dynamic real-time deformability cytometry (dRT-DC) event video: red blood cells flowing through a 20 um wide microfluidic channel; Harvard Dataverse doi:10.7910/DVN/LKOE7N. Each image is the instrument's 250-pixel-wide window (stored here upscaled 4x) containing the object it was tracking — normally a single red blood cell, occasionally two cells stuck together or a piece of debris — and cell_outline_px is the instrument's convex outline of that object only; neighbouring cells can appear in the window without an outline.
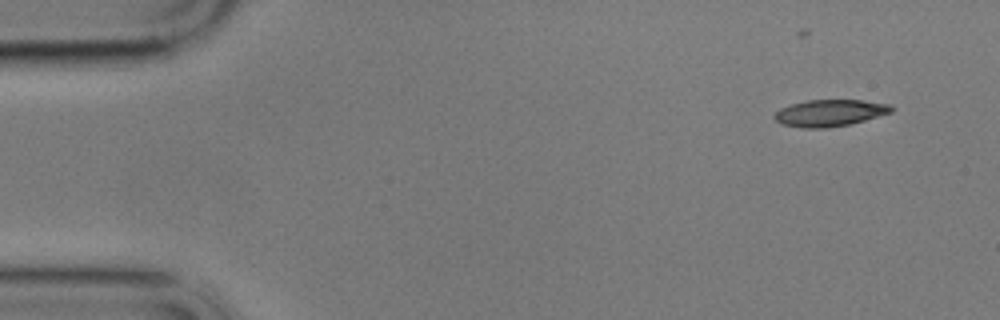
{"species": "common noctule bat (a hibernating species)", "species_latin": "Nyctalus noctula", "temperature_condition": "cold", "stored_images_in_passage": 52, "camera_frame_rate_fps": 3000, "um_per_image_px": 0.085, "animal": {"sex": "male", "body_mass_g": 17.9}, "frame": {"image": 1, "passage_image": 1, "time_ms": 0.0, "image_size_px": [1000, 320], "cell_outline_px": [[896, 108], [892, 112], [864, 120], [848, 124], [828, 128], [800, 128], [780, 124], [772, 116], [780, 108], [792, 104], [808, 100], [864, 100], [892, 104]], "centroid_in_image_um": [70.54, 9.6], "position_along_channel_um": 14.5, "area_um2": 18.38}}
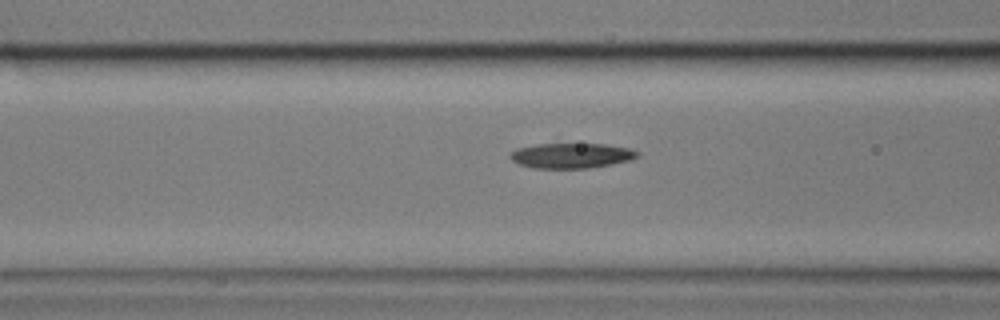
{"frame": {"image": 2, "passage_image": 19, "time_ms": 6.0, "image_size_px": [1000, 320], "cell_outline_px": [[640, 156], [632, 160], [612, 164], [588, 168], [532, 168], [520, 164], [512, 160], [508, 156], [516, 148], [536, 144], [604, 144], [628, 148], [640, 152]], "centroid_in_image_um": [48.58, 13.23], "position_along_channel_um": 118.0, "area_um2": 18.67}}
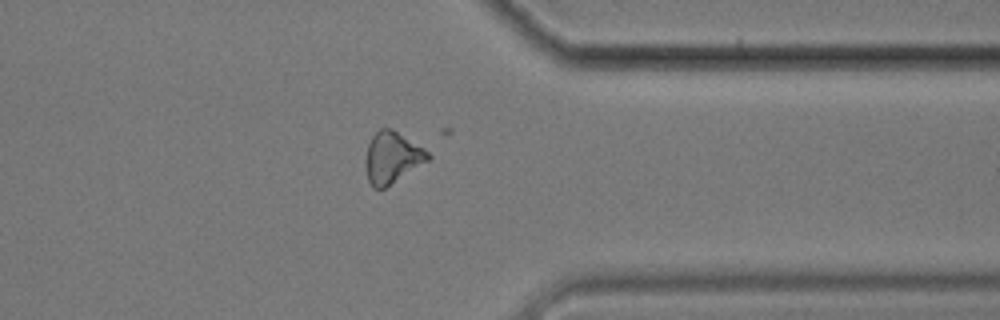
{"frame": {"image": 3, "passage_image": 42, "time_ms": 13.667, "image_size_px": [1000, 320], "cell_outline_px": [[432, 156], [428, 160], [384, 188], [372, 188], [368, 180], [368, 144], [372, 136], [380, 128], [392, 128], [424, 148]], "centroid_in_image_um": [33.36, 13.36], "position_along_channel_um": 378.0, "area_um2": 18.03}, "authors_computed_cell_mechanics": {"area_um2": 18.8428, "velocity_mm_per_s": 3.4765, "shape_relaxation_time_tau1_ms": 4.1672, "shape_relaxation_time_tau2_ms": null, "deformation_change_tau1": 0.1302, "deformation_change_tau2": null}}